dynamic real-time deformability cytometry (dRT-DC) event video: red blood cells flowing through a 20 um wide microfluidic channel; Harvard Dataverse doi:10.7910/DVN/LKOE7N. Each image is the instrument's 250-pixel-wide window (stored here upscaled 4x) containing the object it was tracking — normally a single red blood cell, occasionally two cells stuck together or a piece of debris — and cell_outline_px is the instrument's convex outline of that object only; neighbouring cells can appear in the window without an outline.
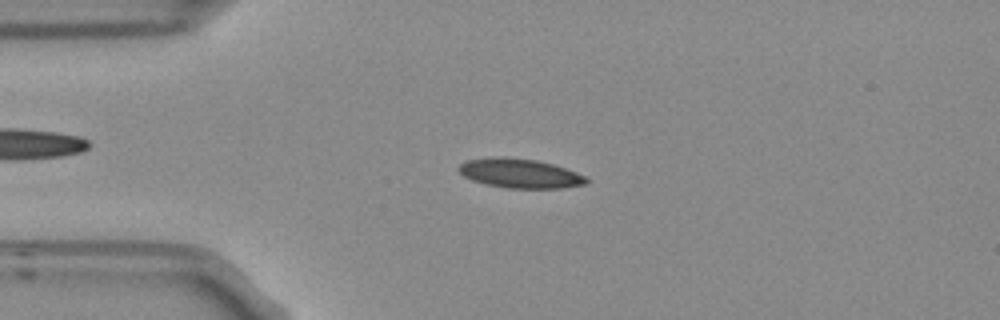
{"species": "Egyptian fruit bat (a non-hibernating species)", "species_latin": "Rousettus aegyptiacus", "temperature_condition": "room temperature", "stored_images_in_passage": 3, "camera_frame_rate_fps": 3000, "um_per_image_px": 0.085, "frame": {"image": 1, "passage_image": 3, "time_ms": 0.667, "image_size_px": [1000, 320], "cell_outline_px": [[588, 184], [560, 188], [504, 188], [472, 180], [464, 176], [456, 168], [460, 164], [468, 160], [492, 156], [504, 156], [536, 160], [552, 164], [576, 172], [584, 176], [588, 180]], "centroid_in_image_um": [44.17, 14.73], "position_along_channel_um": 40.8, "area_um2": 21.79}}